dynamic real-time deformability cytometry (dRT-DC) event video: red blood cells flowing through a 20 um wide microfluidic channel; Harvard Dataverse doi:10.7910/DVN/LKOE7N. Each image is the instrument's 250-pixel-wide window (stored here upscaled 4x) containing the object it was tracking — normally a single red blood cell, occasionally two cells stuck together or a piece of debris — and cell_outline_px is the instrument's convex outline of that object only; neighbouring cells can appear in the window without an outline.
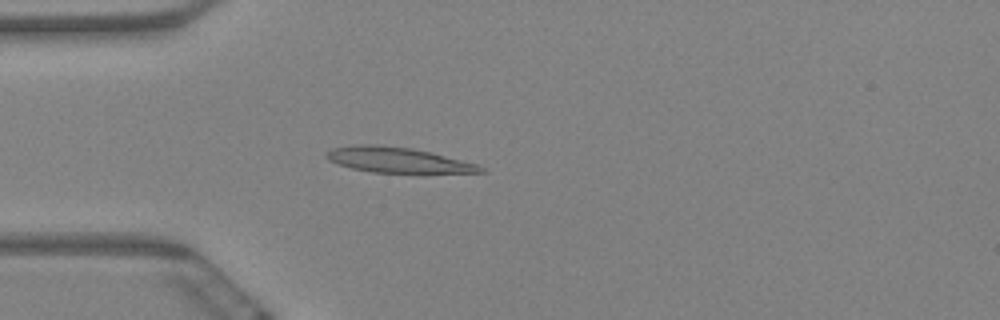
{"species": "Egyptian fruit bat (a non-hibernating species)", "species_latin": "Rousettus aegyptiacus", "temperature_condition": "warm", "stored_images_in_passage": 5, "camera_frame_rate_fps": 3000, "um_per_image_px": 0.085, "animal": {"sex": "female"}, "frame": {"image": 1, "passage_image": 5, "time_ms": 1.333, "image_size_px": [1000, 320], "cell_outline_px": [[488, 172], [424, 176], [420, 176], [372, 172], [352, 168], [328, 160], [324, 156], [324, 152], [332, 148], [364, 144], [368, 144], [412, 148], [432, 152], [476, 164], [484, 168]], "centroid_in_image_um": [33.95, 13.67], "position_along_channel_um": 51.0, "area_um2": 24.04}}